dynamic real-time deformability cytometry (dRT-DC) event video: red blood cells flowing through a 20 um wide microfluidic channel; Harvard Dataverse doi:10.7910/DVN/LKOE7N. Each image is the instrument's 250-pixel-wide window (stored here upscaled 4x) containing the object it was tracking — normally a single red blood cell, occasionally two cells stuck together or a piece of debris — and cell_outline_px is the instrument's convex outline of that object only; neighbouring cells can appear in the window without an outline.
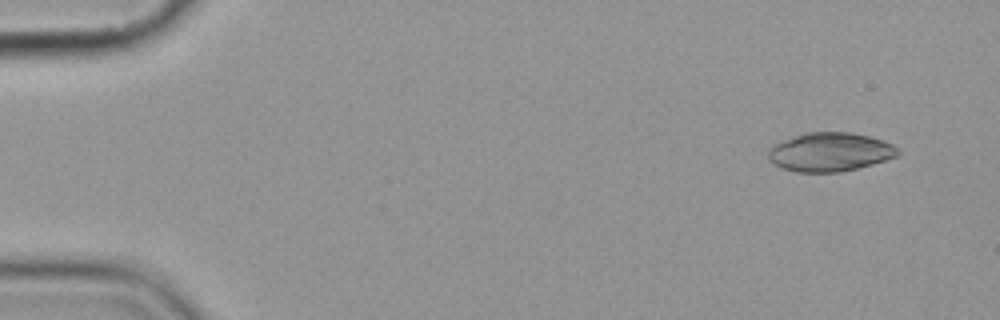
{"species": "common noctule bat (a hibernating species)", "species_latin": "Nyctalus noctula", "temperature_condition": "cold", "stored_images_in_passage": 6, "camera_frame_rate_fps": 3000, "um_per_image_px": 0.085, "animal": {"sex": "female", "body_mass_g": 19.9}, "frame": {"image": 1, "passage_image": 1, "time_ms": 0.0, "image_size_px": [1000, 320], "cell_outline_px": [[900, 152], [896, 156], [872, 164], [840, 172], [796, 172], [784, 168], [768, 160], [768, 152], [772, 144], [808, 132], [852, 132], [884, 140], [900, 148]], "centroid_in_image_um": [70.56, 12.91], "position_along_channel_um": 14.4, "area_um2": 29.19}}